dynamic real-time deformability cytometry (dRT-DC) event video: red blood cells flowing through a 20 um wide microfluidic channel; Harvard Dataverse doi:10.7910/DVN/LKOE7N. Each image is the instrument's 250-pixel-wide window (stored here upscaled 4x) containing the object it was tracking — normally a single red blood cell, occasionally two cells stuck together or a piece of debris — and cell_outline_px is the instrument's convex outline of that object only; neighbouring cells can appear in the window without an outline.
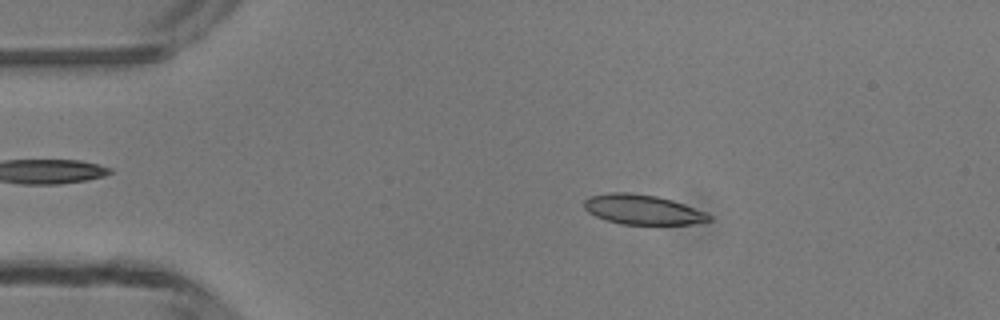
{"species": "common noctule bat (a hibernating species)", "species_latin": "Nyctalus noctula", "temperature_condition": "room temperature", "stored_images_in_passage": 47, "camera_frame_rate_fps": 3000, "um_per_image_px": 0.085, "animal": {"sex": "male", "body_mass_g": 13.3}, "frame": {"image": 1, "passage_image": 8, "time_ms": 2.333, "image_size_px": [1000, 320], "cell_outline_px": [[712, 220], [692, 224], [620, 224], [604, 220], [588, 212], [584, 208], [584, 200], [588, 196], [608, 192], [628, 192], [656, 196], [672, 200], [684, 204], [704, 212], [712, 216]], "centroid_in_image_um": [54.57, 17.81], "position_along_channel_um": 30.4, "area_um2": 21.73}}
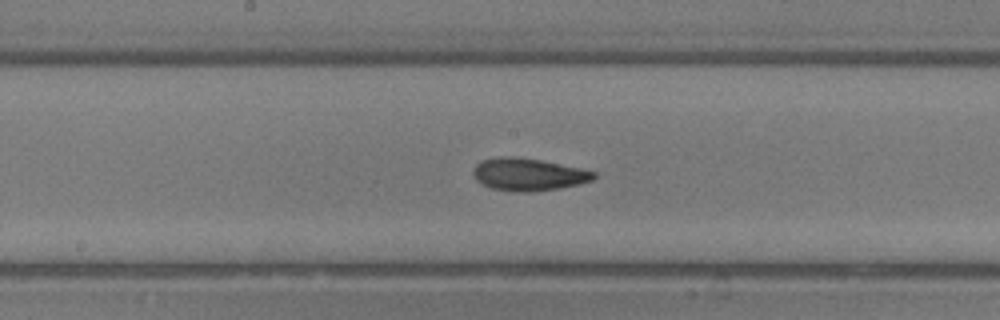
{"frame": {"image": 2, "passage_image": 24, "time_ms": 7.667, "image_size_px": [1000, 320], "cell_outline_px": [[596, 176], [592, 180], [580, 184], [560, 188], [532, 192], [516, 192], [492, 188], [480, 184], [476, 180], [472, 172], [472, 168], [480, 160], [500, 156], [512, 156], [540, 160], [580, 168], [596, 172]], "centroid_in_image_um": [44.87, 14.83], "position_along_channel_um": 203.3, "area_um2": 23.0}}
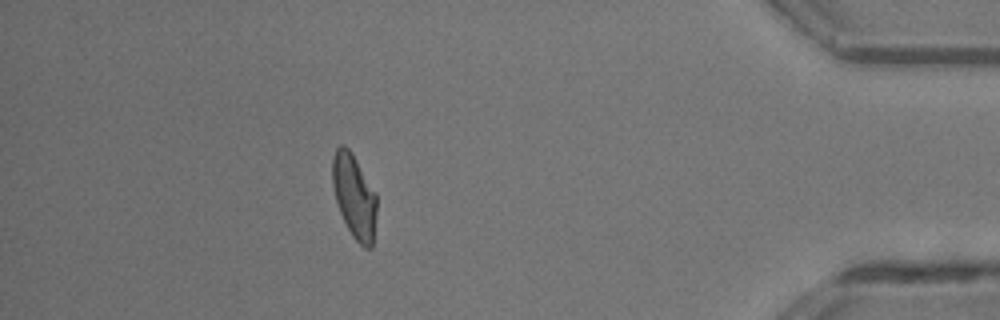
{"frame": {"image": 3, "passage_image": 42, "time_ms": 13.667, "image_size_px": [1000, 320], "cell_outline_px": [[376, 212], [372, 248], [364, 248], [352, 236], [340, 212], [336, 200], [332, 184], [332, 156], [336, 148], [340, 144], [344, 144], [352, 152], [376, 192]], "centroid_in_image_um": [30.1, 16.64], "position_along_channel_um": 405.1, "area_um2": 21.73}, "authors_computed_cell_mechanics": {"area_um2": 21.964, "velocity_mm_per_s": 4.2202, "shape_relaxation_time_tau1_ms": 4.155, "shape_relaxation_time_tau2_ms": 2.3786, "deformation_change_tau1": 0.1519, "deformation_change_tau2": 0.0813}}